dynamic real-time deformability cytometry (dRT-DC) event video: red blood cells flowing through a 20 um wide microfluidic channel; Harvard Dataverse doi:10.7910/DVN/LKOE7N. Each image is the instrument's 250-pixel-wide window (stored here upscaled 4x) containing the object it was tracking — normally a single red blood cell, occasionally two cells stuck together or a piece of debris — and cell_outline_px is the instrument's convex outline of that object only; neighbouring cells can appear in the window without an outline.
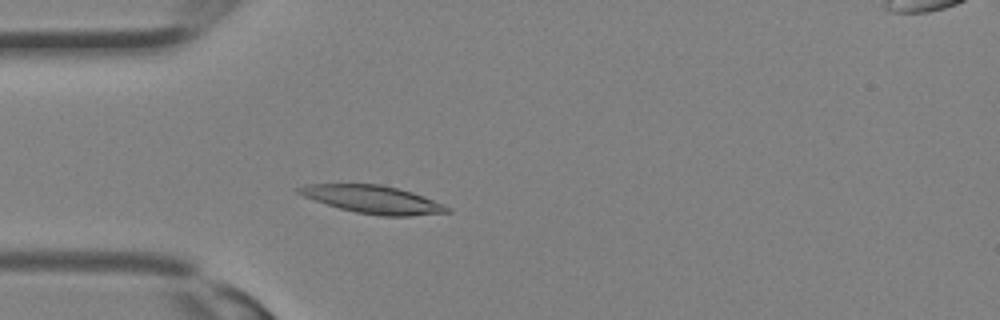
{"species": "Egyptian fruit bat (a non-hibernating species)", "species_latin": "Rousettus aegyptiacus", "temperature_condition": "room temperature", "stored_images_in_passage": 24, "camera_frame_rate_fps": 3000, "um_per_image_px": 0.085, "animal": {"sex": "female"}, "frame": {"image": 1, "passage_image": 1, "time_ms": 0.0, "image_size_px": [1000, 320], "cell_outline_px": [[452, 212], [412, 216], [384, 216], [356, 212], [340, 208], [304, 196], [296, 192], [296, 188], [308, 184], [380, 184], [412, 192], [424, 196], [444, 204], [452, 208]], "centroid_in_image_um": [31.76, 16.96], "position_along_channel_um": 53.2, "area_um2": 23.93}}
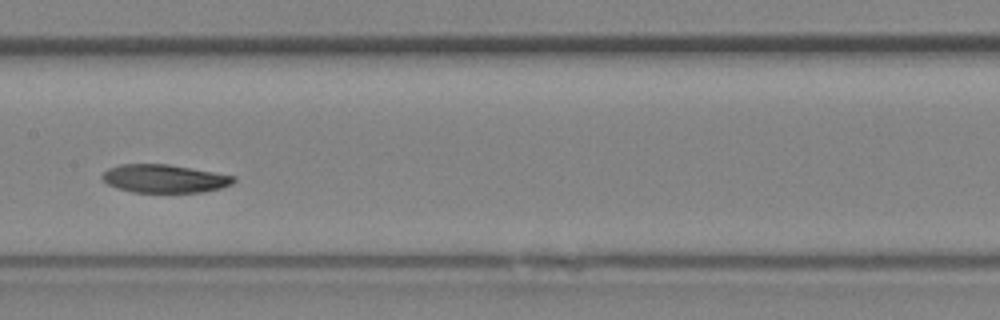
{"frame": {"image": 2, "passage_image": 8, "time_ms": 2.333, "image_size_px": [1000, 320], "cell_outline_px": [[236, 180], [232, 184], [220, 188], [204, 192], [132, 192], [108, 184], [100, 176], [108, 168], [120, 164], [168, 164], [216, 172], [236, 176]], "centroid_in_image_um": [14.01, 15.17], "position_along_channel_um": 193.4, "area_um2": 21.62}}
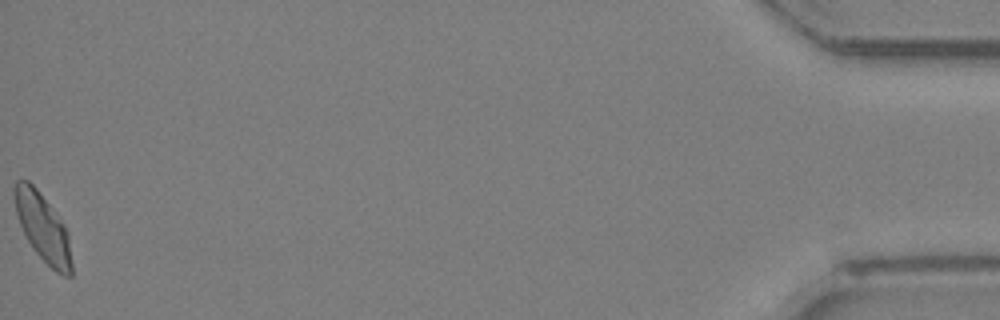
{"frame": {"image": 3, "passage_image": 24, "time_ms": 7.667, "image_size_px": [1000, 320], "cell_outline_px": [[72, 276], [64, 276], [56, 272], [32, 248], [20, 224], [16, 212], [12, 192], [12, 188], [16, 180], [28, 180], [36, 188], [64, 224], [68, 232], [72, 264]], "centroid_in_image_um": [3.63, 19.33], "position_along_channel_um": 431.6, "area_um2": 22.48}}